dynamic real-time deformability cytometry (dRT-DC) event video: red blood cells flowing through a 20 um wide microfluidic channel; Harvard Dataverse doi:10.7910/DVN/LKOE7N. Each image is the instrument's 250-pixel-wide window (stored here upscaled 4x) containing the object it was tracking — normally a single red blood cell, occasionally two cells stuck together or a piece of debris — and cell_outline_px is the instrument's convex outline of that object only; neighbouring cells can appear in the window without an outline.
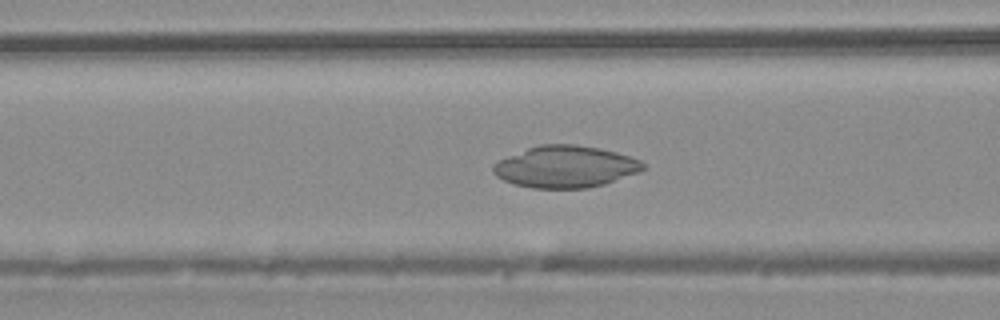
{"species": "common noctule bat (a hibernating species)", "species_latin": "Nyctalus noctula", "temperature_condition": "warm", "stored_images_in_passage": 45, "camera_frame_rate_fps": 3000, "um_per_image_px": 0.085, "animal": {"sex": "male", "body_mass_g": 20.4}, "frame": {"image": 1, "passage_image": 17, "time_ms": 5.333, "image_size_px": [1000, 320], "cell_outline_px": [[644, 168], [636, 172], [604, 184], [588, 188], [532, 188], [512, 184], [496, 176], [492, 172], [492, 164], [508, 156], [528, 148], [540, 144], [572, 144], [600, 148], [616, 152], [640, 160], [644, 164]], "centroid_in_image_um": [48.01, 14.17], "position_along_channel_um": 118.6, "area_um2": 36.24}}
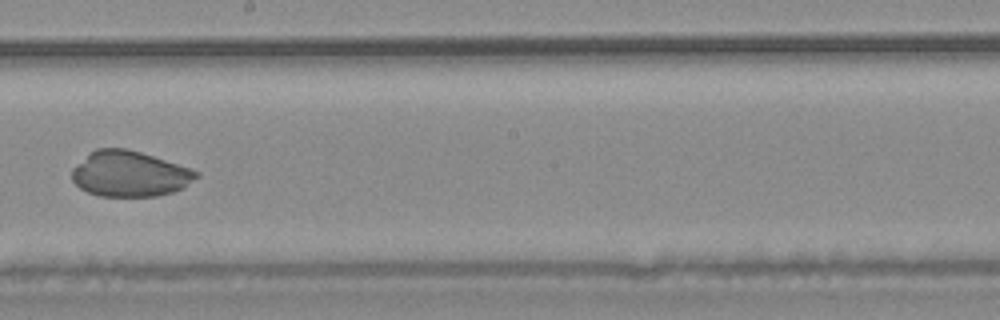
{"frame": {"image": 2, "passage_image": 25, "time_ms": 8.0, "image_size_px": [1000, 320], "cell_outline_px": [[200, 176], [184, 188], [172, 192], [156, 196], [100, 196], [88, 192], [80, 188], [72, 180], [72, 168], [88, 152], [96, 148], [124, 148], [140, 152], [192, 168], [200, 172]], "centroid_in_image_um": [11.03, 14.77], "position_along_channel_um": 237.2, "area_um2": 33.29}}
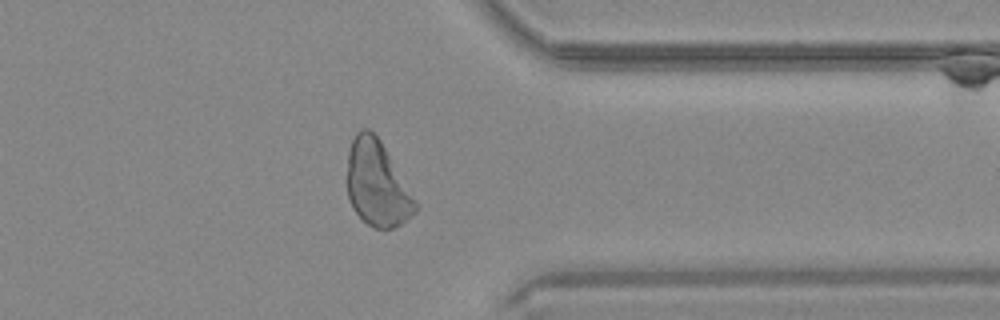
{"frame": {"image": 3, "passage_image": 35, "time_ms": 11.333, "image_size_px": [1000, 320], "cell_outline_px": [[420, 204], [416, 212], [400, 224], [392, 228], [372, 228], [352, 208], [348, 196], [344, 180], [348, 152], [352, 140], [356, 132], [360, 128], [368, 128], [380, 140]], "centroid_in_image_um": [32.03, 15.61], "position_along_channel_um": 379.4, "area_um2": 34.56}}